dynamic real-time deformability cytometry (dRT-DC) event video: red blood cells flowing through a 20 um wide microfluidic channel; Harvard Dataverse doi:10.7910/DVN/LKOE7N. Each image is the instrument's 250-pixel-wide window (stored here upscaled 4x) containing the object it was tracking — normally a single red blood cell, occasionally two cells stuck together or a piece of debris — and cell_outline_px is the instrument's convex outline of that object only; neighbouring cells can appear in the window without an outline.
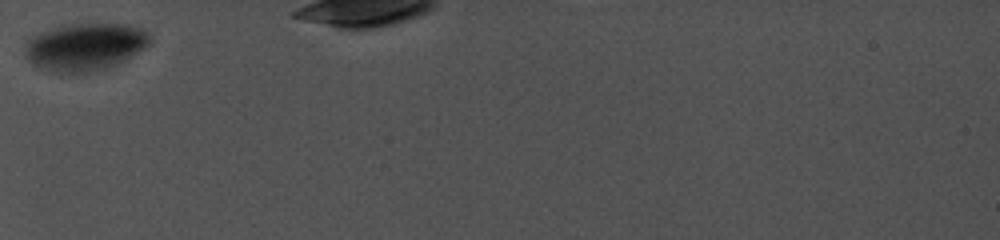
{"species": "common noctule bat (a hibernating species)", "species_latin": "Nyctalus noctula", "temperature_condition": "cold", "stored_images_in_passage": 3, "camera_frame_rate_fps": 5000, "um_per_image_px": 0.085, "animal": {"sex": "female", "body_mass_g": 19.0, "forearm_length_mm": 56.7}, "frame": {"image": 1, "passage_image": 1, "time_ms": 0.0, "image_size_px": [1000, 240], "cell_outline_px": [[152, 40], [144, 48], [124, 60], [116, 64], [104, 68], [88, 72], [52, 72], [40, 68], [32, 64], [24, 56], [24, 40], [40, 32], [52, 28], [72, 24], [124, 24], [144, 28], [152, 36]], "centroid_in_image_um": [7.19, 3.96], "position_along_channel_um": 77.8, "area_um2": 34.68}}